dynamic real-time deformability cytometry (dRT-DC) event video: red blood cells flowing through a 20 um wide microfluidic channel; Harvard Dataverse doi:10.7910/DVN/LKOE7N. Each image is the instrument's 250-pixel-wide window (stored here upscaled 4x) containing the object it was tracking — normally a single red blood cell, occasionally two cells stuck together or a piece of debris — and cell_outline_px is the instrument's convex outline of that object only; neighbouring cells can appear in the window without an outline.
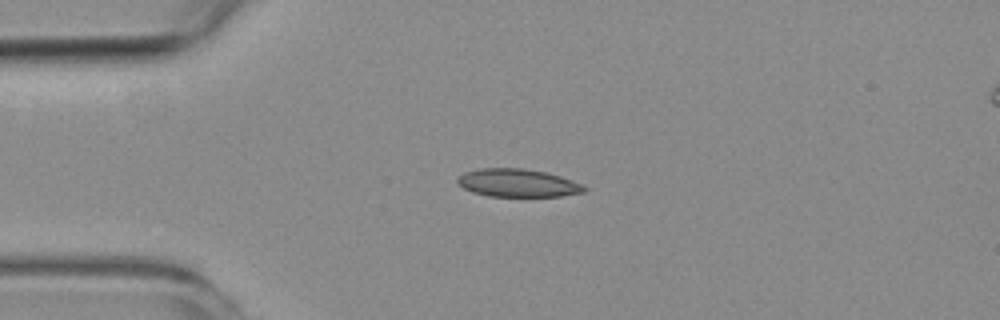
{"species": "common noctule bat (a hibernating species)", "species_latin": "Nyctalus noctula", "temperature_condition": "room temperature", "stored_images_in_passage": 6, "camera_frame_rate_fps": 3000, "um_per_image_px": 0.085, "animal": {"sex": "female", "body_mass_g": 19.3, "forearm_length_mm": 54.1}, "frame": {"image": 1, "passage_image": 3, "time_ms": 2.333, "image_size_px": [1000, 320], "cell_outline_px": [[588, 188], [584, 192], [560, 196], [488, 196], [472, 192], [464, 188], [456, 180], [456, 176], [464, 172], [480, 168], [524, 168], [544, 172], [560, 176], [580, 184]], "centroid_in_image_um": [43.96, 15.55], "position_along_channel_um": 41.0, "area_um2": 20.58}}
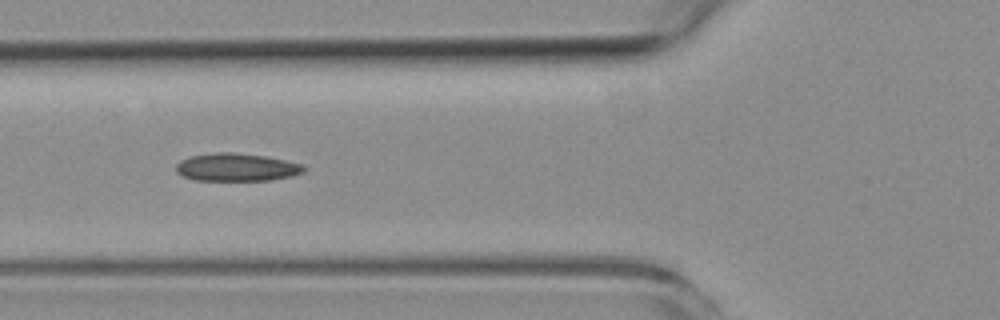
{"frame": {"image": 2, "passage_image": 5, "time_ms": 4.667, "image_size_px": [1000, 320], "cell_outline_px": [[304, 172], [292, 176], [272, 180], [192, 180], [176, 172], [176, 164], [180, 160], [192, 156], [216, 152], [232, 152], [264, 156], [304, 164]], "centroid_in_image_um": [20.1, 14.22], "position_along_channel_um": 105.7, "area_um2": 20.69}}
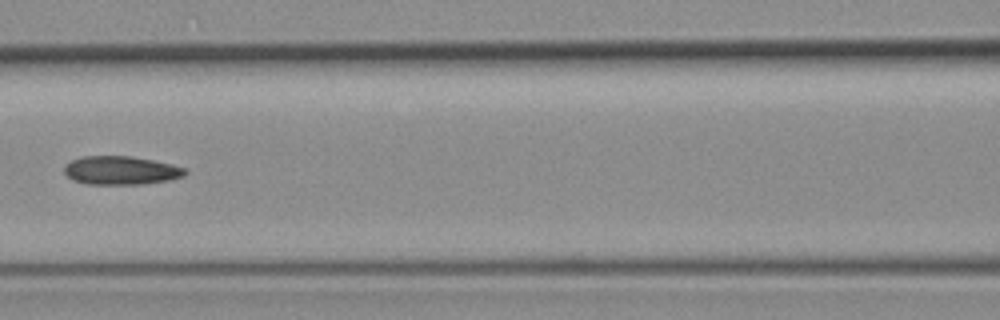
{"frame": {"image": 3, "passage_image": 6, "time_ms": 6.0, "image_size_px": [1000, 320], "cell_outline_px": [[188, 172], [184, 176], [168, 180], [140, 184], [84, 184], [72, 180], [64, 172], [64, 164], [80, 156], [132, 156], [172, 164], [188, 168]], "centroid_in_image_um": [10.27, 14.48], "position_along_channel_um": 156.3, "area_um2": 20.29}}